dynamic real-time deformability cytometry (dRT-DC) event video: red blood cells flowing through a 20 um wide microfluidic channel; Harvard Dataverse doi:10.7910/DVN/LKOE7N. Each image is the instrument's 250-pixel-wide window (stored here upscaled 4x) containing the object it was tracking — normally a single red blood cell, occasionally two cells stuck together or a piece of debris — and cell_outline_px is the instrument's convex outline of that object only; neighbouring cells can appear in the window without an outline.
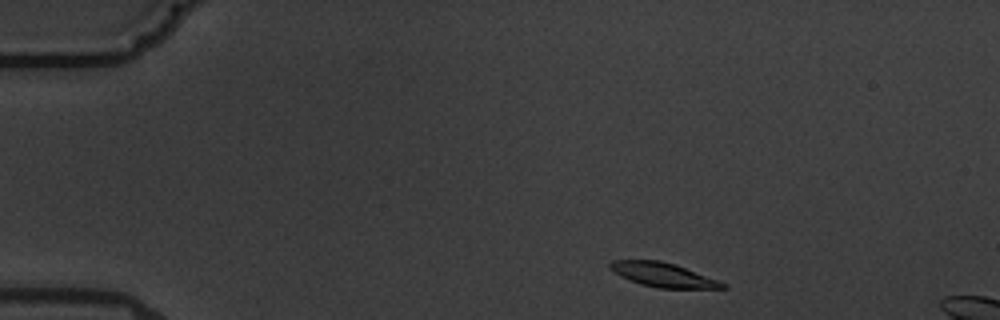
{"species": "common noctule bat (a hibernating species)", "species_latin": "Nyctalus noctula", "temperature_condition": "warm", "stored_images_in_passage": 3, "camera_frame_rate_fps": 3000, "um_per_image_px": 0.085, "animal": {"sex": "male", "body_mass_g": 19.5, "forearm_length_mm": 54.6}, "frame": {"image": 1, "passage_image": 1, "time_ms": 0.0, "image_size_px": [1000, 320], "cell_outline_px": [[728, 288], [660, 288], [640, 284], [628, 280], [620, 276], [608, 268], [608, 264], [612, 260], [660, 260], [676, 264], [720, 280], [728, 284]], "centroid_in_image_um": [56.38, 23.35], "position_along_channel_um": 28.6, "area_um2": 16.13}}